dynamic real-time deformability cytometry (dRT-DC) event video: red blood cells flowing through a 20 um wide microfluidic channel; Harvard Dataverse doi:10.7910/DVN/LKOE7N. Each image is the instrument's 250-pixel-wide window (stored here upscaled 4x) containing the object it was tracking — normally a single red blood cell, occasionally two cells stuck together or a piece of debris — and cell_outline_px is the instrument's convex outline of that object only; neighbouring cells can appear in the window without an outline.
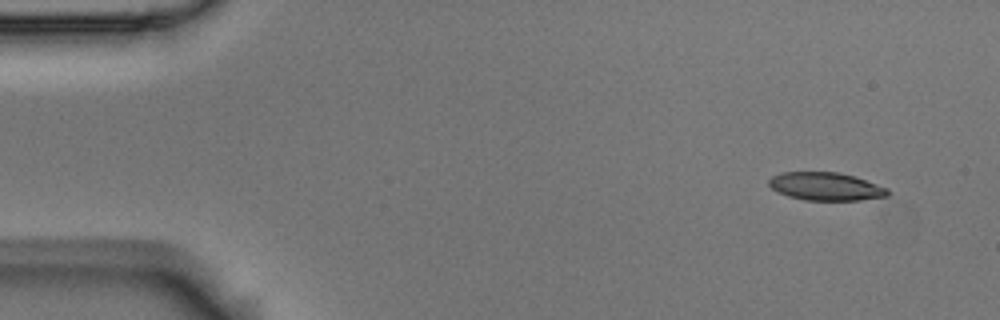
{"species": "Egyptian fruit bat (a non-hibernating species)", "species_latin": "Rousettus aegyptiacus", "temperature_condition": "room temperature", "stored_images_in_passage": 4, "segment_of_instrument_passage": [1, 2], "camera_frame_rate_fps": 3000, "um_per_image_px": 0.085, "animal": {"sex": "male"}, "frame": {"image": 1, "passage_image": 1, "time_ms": 0.0, "image_size_px": [1000, 320], "cell_outline_px": [[888, 196], [860, 200], [804, 200], [788, 196], [772, 188], [768, 184], [768, 180], [772, 176], [780, 172], [840, 172], [888, 188]], "centroid_in_image_um": [70.16, 15.84], "position_along_channel_um": 14.8, "area_um2": 19.25}}